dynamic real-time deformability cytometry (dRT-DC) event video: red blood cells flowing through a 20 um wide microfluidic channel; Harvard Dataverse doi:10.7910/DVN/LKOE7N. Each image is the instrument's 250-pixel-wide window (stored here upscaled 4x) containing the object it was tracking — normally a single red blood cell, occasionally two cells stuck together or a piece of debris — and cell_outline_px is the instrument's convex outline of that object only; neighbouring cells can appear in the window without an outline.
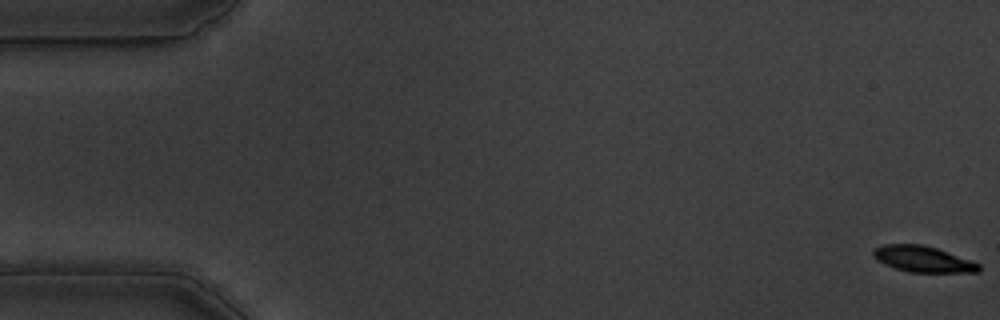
{"species": "common noctule bat (a hibernating species)", "species_latin": "Nyctalus noctula", "temperature_condition": "warm", "stored_images_in_passage": 17, "camera_frame_rate_fps": 3000, "um_per_image_px": 0.085, "animal": {"sex": "male", "body_mass_g": 19.5, "forearm_length_mm": 54.6}, "frame": {"image": 1, "passage_image": 1, "time_ms": 0.0, "image_size_px": [1000, 320], "cell_outline_px": [[980, 272], [908, 272], [896, 268], [876, 260], [872, 256], [872, 252], [880, 244], [920, 244], [936, 248], [980, 264]], "centroid_in_image_um": [78.41, 22.02], "position_along_channel_um": 6.6, "area_um2": 15.84}}
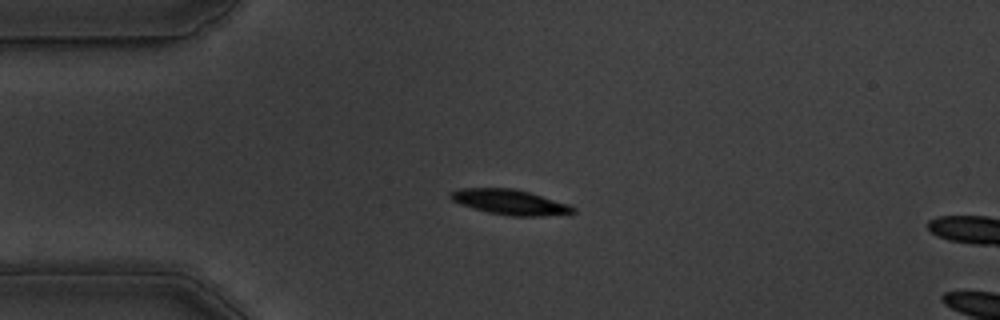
{"frame": {"image": 2, "passage_image": 14, "time_ms": 4.333, "image_size_px": [1000, 320], "cell_outline_px": [[576, 212], [540, 216], [512, 216], [488, 212], [460, 204], [452, 200], [448, 192], [460, 188], [516, 188], [568, 204], [576, 208]], "centroid_in_image_um": [43.31, 17.16], "position_along_channel_um": 41.7, "area_um2": 17.8}}